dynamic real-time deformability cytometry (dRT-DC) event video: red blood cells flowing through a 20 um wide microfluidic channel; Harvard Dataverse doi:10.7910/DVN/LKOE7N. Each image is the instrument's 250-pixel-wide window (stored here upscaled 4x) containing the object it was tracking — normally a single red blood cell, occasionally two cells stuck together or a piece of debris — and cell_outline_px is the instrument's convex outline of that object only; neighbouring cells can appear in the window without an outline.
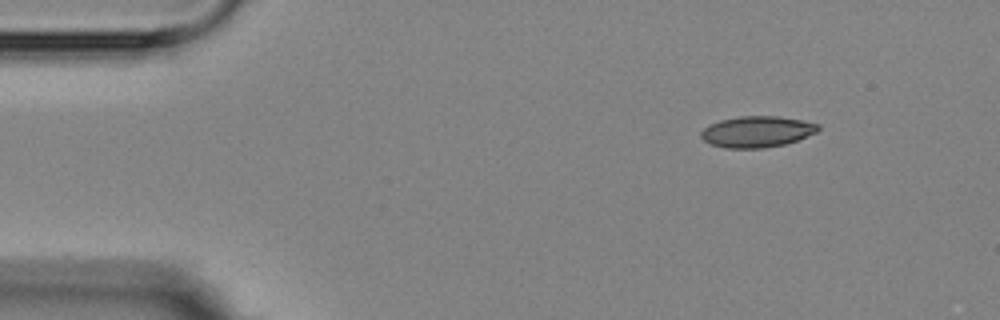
{"species": "Egyptian fruit bat (a non-hibernating species)", "species_latin": "Rousettus aegyptiacus", "temperature_condition": "room temperature", "stored_images_in_passage": 4, "camera_frame_rate_fps": 3000, "um_per_image_px": 0.085, "animal": {"sex": "female"}, "frame": {"image": 1, "passage_image": 1, "time_ms": 0.0, "image_size_px": [1000, 320], "cell_outline_px": [[820, 128], [816, 132], [796, 140], [784, 144], [764, 148], [724, 148], [712, 144], [704, 140], [700, 136], [700, 132], [708, 124], [720, 120], [740, 116], [776, 116], [800, 120], [820, 124]], "centroid_in_image_um": [64.31, 11.19], "position_along_channel_um": 20.7, "area_um2": 21.15}}
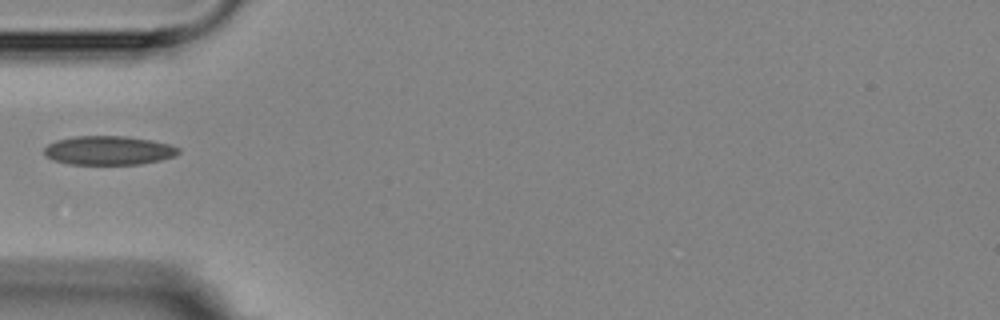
{"frame": {"image": 2, "passage_image": 4, "time_ms": 3.667, "image_size_px": [1000, 320], "cell_outline_px": [[180, 152], [176, 156], [160, 160], [140, 164], [68, 164], [52, 160], [44, 152], [44, 148], [48, 144], [56, 140], [76, 136], [124, 136], [152, 140], [172, 144], [180, 148]], "centroid_in_image_um": [9.27, 12.78], "position_along_channel_um": 75.7, "area_um2": 22.77}}